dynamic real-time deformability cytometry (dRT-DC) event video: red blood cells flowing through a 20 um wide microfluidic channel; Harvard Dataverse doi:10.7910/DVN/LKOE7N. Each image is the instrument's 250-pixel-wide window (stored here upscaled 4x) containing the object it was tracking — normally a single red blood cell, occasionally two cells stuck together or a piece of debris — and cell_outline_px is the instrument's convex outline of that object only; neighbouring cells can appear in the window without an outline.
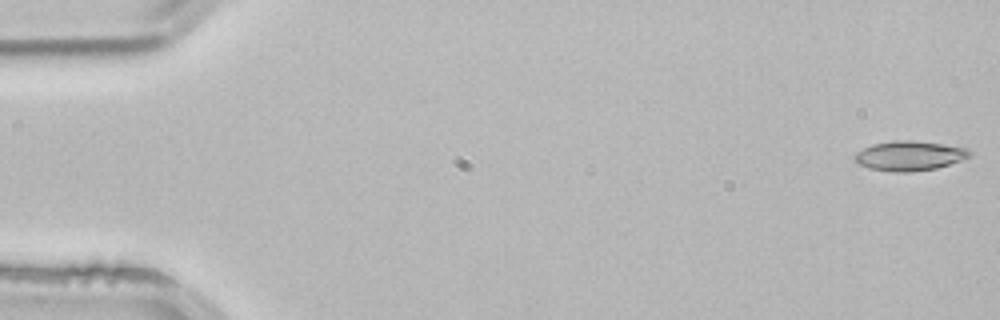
{"species": "common noctule bat (a hibernating species)", "species_latin": "Nyctalus noctula", "temperature_condition": "room temperature", "stored_images_in_passage": 3, "camera_frame_rate_fps": 3000, "um_per_image_px": 0.085, "animal": {"sex": "male", "body_mass_g": 21.5, "forearm_length_mm": 52.0}, "frame": {"image": 1, "passage_image": 1, "time_ms": 0.0, "image_size_px": [1000, 320], "cell_outline_px": [[972, 152], [968, 156], [960, 160], [936, 168], [908, 172], [892, 172], [868, 168], [852, 160], [852, 156], [856, 152], [872, 144], [896, 140], [912, 140], [968, 148]], "centroid_in_image_um": [77.24, 13.24], "position_along_channel_um": 7.8, "area_um2": 19.77}}
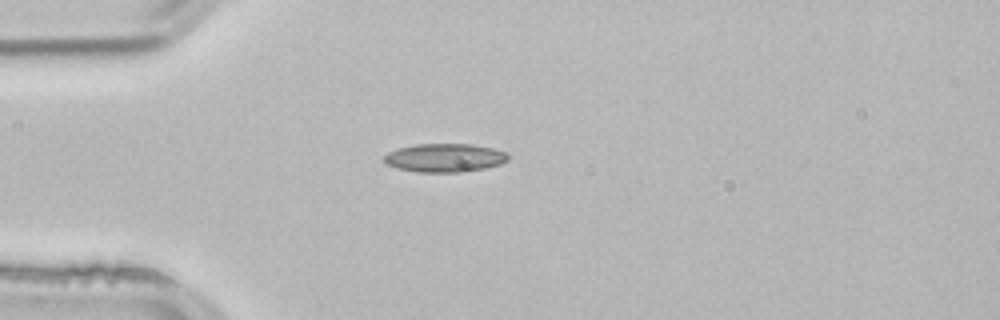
{"frame": {"image": 2, "passage_image": 3, "time_ms": 0.667, "image_size_px": [1000, 320], "cell_outline_px": [[508, 160], [500, 164], [484, 168], [460, 172], [416, 172], [396, 168], [384, 164], [384, 156], [388, 152], [400, 148], [416, 144], [472, 144], [492, 148], [508, 152]], "centroid_in_image_um": [37.79, 13.41], "position_along_channel_um": 47.2, "area_um2": 20.63}}